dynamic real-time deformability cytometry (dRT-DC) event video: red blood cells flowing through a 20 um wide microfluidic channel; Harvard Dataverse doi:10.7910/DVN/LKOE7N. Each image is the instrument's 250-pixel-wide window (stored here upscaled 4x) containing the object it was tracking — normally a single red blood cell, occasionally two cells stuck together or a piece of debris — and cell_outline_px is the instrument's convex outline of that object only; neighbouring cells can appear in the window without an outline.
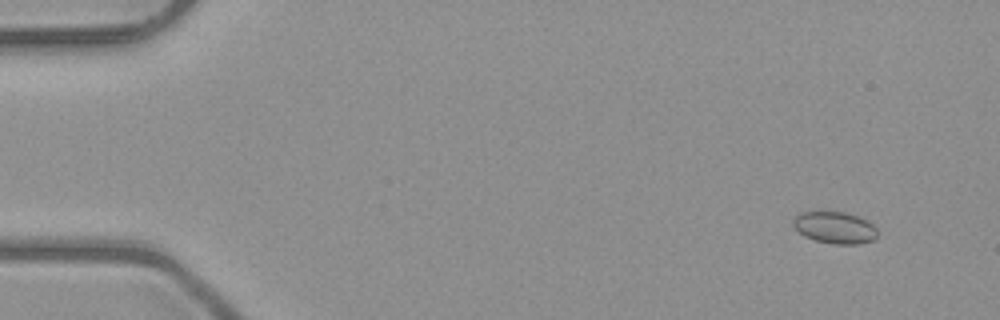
{"species": "common noctule bat (a hibernating species)", "species_latin": "Nyctalus noctula", "temperature_condition": "room temperature", "stored_images_in_passage": 54, "segment_of_instrument_passage": [1, 2], "camera_frame_rate_fps": 3000, "um_per_image_px": 0.085, "animal": {"sex": "male", "body_mass_g": 23.1, "forearm_length_mm": 52.7}, "frame": {"image": 1, "passage_image": 5, "time_ms": 1.333, "image_size_px": [1000, 320], "cell_outline_px": [[876, 236], [872, 240], [860, 244], [836, 244], [816, 240], [804, 236], [792, 224], [792, 220], [796, 216], [804, 212], [844, 212], [868, 220], [876, 228]], "centroid_in_image_um": [70.97, 19.35], "position_along_channel_um": 14.0, "area_um2": 15.37}}
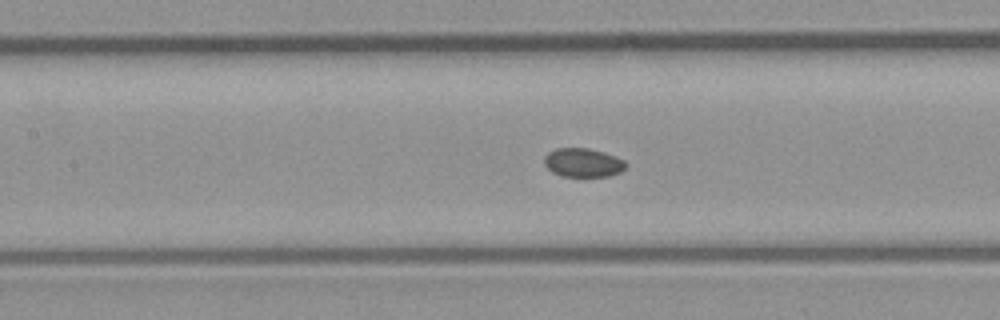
{"frame": {"image": 2, "passage_image": 25, "time_ms": 8.0, "image_size_px": [1000, 320], "cell_outline_px": [[628, 164], [620, 172], [608, 176], [564, 176], [552, 172], [544, 164], [544, 156], [548, 152], [556, 148], [588, 148], [604, 152], [624, 160]], "centroid_in_image_um": [49.55, 13.81], "position_along_channel_um": 157.9, "area_um2": 13.64}}
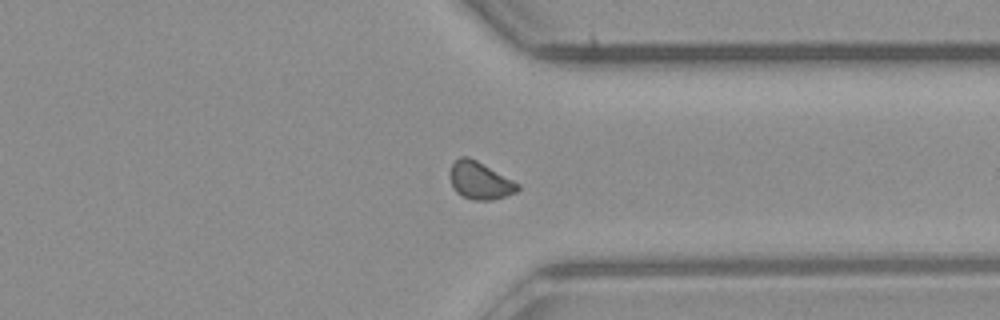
{"frame": {"image": 3, "passage_image": 41, "time_ms": 13.333, "image_size_px": [1000, 320], "cell_outline_px": [[520, 188], [516, 192], [492, 200], [472, 200], [456, 192], [452, 184], [452, 164], [460, 156], [468, 156], [476, 160], [520, 184]], "centroid_in_image_um": [40.82, 15.35], "position_along_channel_um": 370.6, "area_um2": 14.39}}